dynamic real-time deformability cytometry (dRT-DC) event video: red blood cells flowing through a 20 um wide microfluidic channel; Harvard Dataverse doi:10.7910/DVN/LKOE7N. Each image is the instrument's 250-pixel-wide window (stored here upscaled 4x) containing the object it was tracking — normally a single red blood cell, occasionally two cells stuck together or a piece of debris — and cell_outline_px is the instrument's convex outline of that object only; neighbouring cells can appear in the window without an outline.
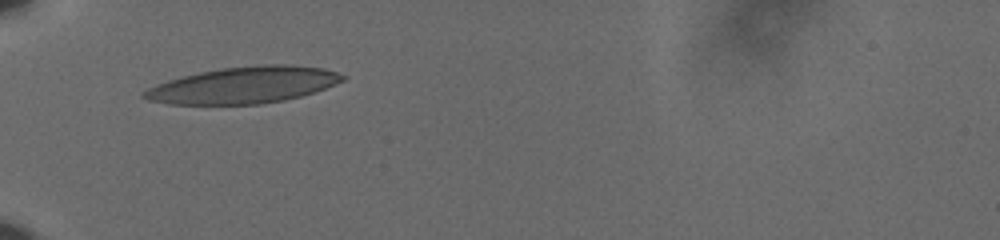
{"species": "human", "species_latin": "Homo sapiens", "temperature_condition": "cold", "stored_images_in_passage": 33, "camera_frame_rate_fps": 3000, "um_per_image_px": 0.085, "donor": {"sex": "male"}, "frame": {"image": 1, "passage_image": 1, "time_ms": 0.0, "image_size_px": [1000, 240], "cell_outline_px": [[348, 76], [344, 80], [324, 88], [300, 96], [284, 100], [260, 104], [168, 104], [148, 100], [140, 96], [148, 88], [156, 84], [168, 80], [200, 72], [220, 68], [268, 64], [288, 64], [324, 68]], "centroid_in_image_um": [20.7, 7.23], "position_along_channel_um": 64.3, "area_um2": 42.02}}
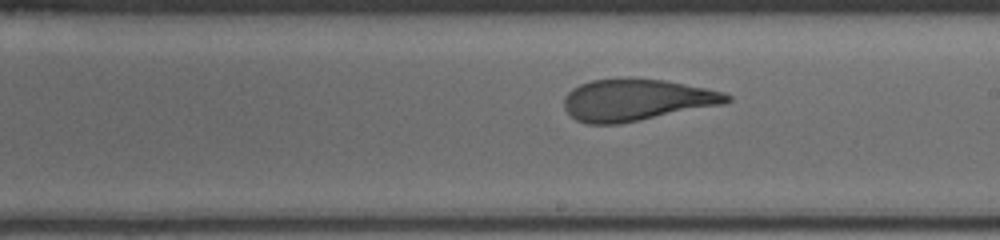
{"frame": {"image": 2, "passage_image": 16, "time_ms": 5.0, "image_size_px": [1000, 240], "cell_outline_px": [[732, 100], [724, 104], [620, 124], [588, 124], [576, 120], [564, 108], [564, 96], [572, 88], [580, 84], [592, 80], [628, 76], [664, 80], [724, 92], [732, 96]], "centroid_in_image_um": [54.08, 8.48], "position_along_channel_um": 234.9, "area_um2": 40.0}}
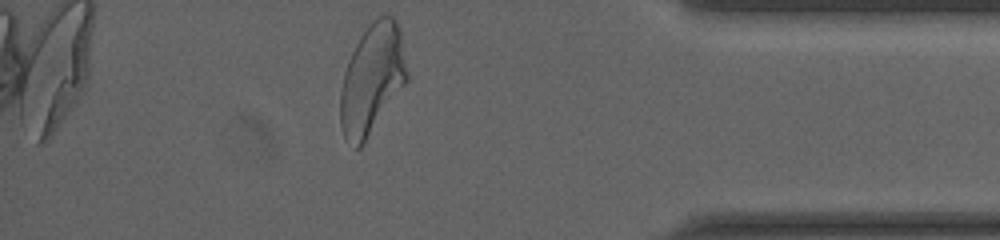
{"frame": {"image": 3, "passage_image": 32, "time_ms": 10.333, "image_size_px": [1000, 240], "cell_outline_px": [[408, 80], [364, 144], [360, 148], [356, 148], [344, 136], [340, 124], [340, 92], [344, 72], [348, 60], [360, 36], [380, 16], [392, 16], [396, 20], [400, 28], [408, 72]], "centroid_in_image_um": [31.63, 6.76], "position_along_channel_um": 403.6, "area_um2": 42.48}, "authors_computed_cell_mechanics": {"area_um2": 40.5756, "velocity_mm_per_s": 3.6066, "shape_relaxation_time_tau1_ms": 7.4768, "shape_relaxation_time_tau2_ms": 1.1645, "deformation_change_tau1": 0.2524, "deformation_change_tau2": 0.0878}}